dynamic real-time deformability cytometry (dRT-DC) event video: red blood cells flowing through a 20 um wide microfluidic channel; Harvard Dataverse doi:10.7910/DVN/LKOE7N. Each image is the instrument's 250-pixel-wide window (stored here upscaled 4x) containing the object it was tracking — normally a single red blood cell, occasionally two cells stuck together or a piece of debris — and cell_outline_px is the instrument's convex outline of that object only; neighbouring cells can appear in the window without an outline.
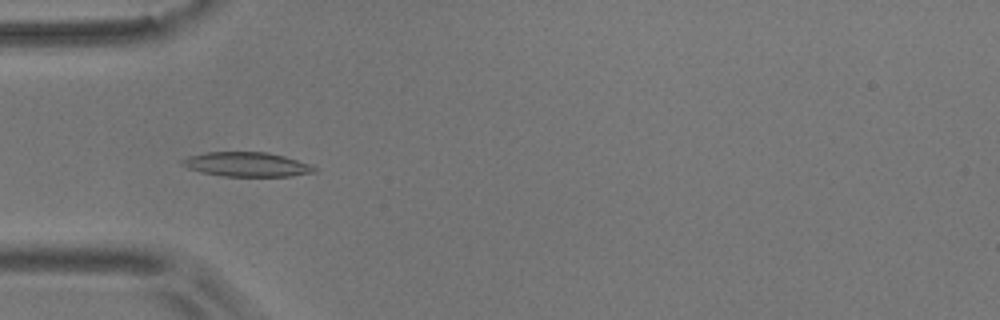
{"species": "common noctule bat (a hibernating species)", "species_latin": "Nyctalus noctula", "temperature_condition": "room temperature", "stored_images_in_passage": 33, "camera_frame_rate_fps": 3000, "um_per_image_px": 0.085, "animal": {"sex": "male", "body_mass_g": 17.9}, "frame": {"image": 1, "passage_image": 1, "time_ms": 0.0, "image_size_px": [1000, 320], "cell_outline_px": [[316, 172], [292, 176], [224, 176], [200, 172], [188, 168], [180, 164], [180, 160], [188, 156], [208, 152], [268, 152], [284, 156], [308, 164], [316, 168]], "centroid_in_image_um": [20.93, 13.97], "position_along_channel_um": 64.1, "area_um2": 18.73}}
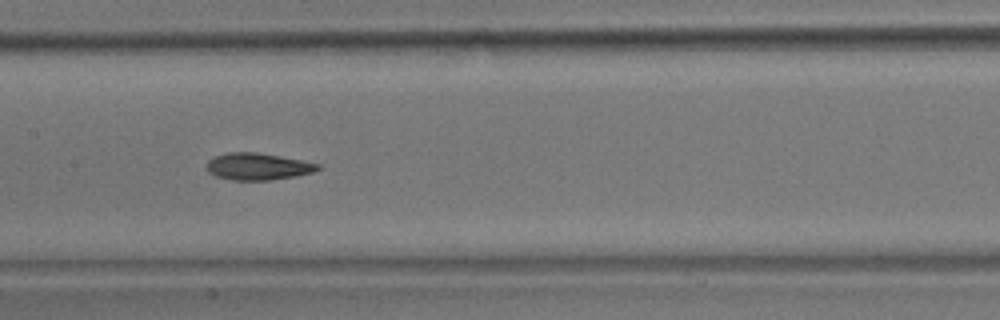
{"frame": {"image": 2, "passage_image": 11, "time_ms": 3.333, "image_size_px": [1000, 320], "cell_outline_px": [[320, 168], [312, 172], [296, 176], [272, 180], [232, 180], [216, 176], [208, 172], [204, 164], [208, 160], [216, 156], [228, 152], [256, 152], [300, 160], [320, 164]], "centroid_in_image_um": [21.87, 14.16], "position_along_channel_um": 185.5, "area_um2": 17.4}}
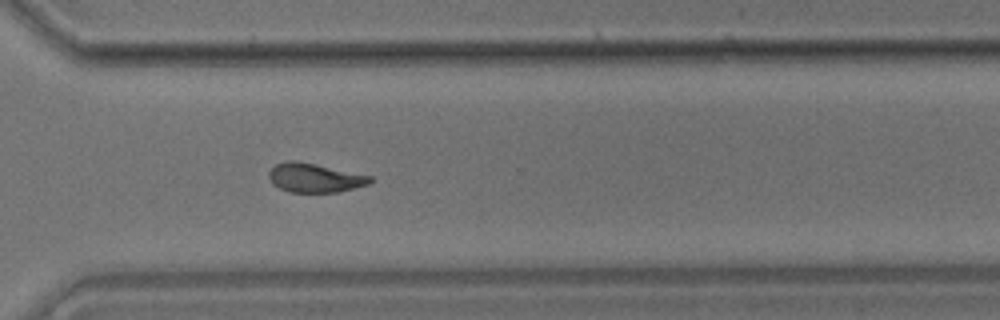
{"frame": {"image": 3, "passage_image": 24, "time_ms": 7.667, "image_size_px": [1000, 320], "cell_outline_px": [[372, 180], [368, 184], [336, 192], [288, 192], [272, 184], [268, 176], [268, 172], [276, 164], [288, 160], [296, 160], [316, 164], [372, 176]], "centroid_in_image_um": [26.71, 15.11], "position_along_channel_um": 343.9, "area_um2": 17.05}, "authors_computed_cell_mechanics": {"area_um2": 17.2822, "velocity_mm_per_s": 3.6611, "shape_relaxation_time_tau1_ms": 7.5073, "shape_relaxation_time_tau2_ms": 4.2913, "deformation_change_tau1": 0.1788, "deformation_change_tau2": 0.1006}}